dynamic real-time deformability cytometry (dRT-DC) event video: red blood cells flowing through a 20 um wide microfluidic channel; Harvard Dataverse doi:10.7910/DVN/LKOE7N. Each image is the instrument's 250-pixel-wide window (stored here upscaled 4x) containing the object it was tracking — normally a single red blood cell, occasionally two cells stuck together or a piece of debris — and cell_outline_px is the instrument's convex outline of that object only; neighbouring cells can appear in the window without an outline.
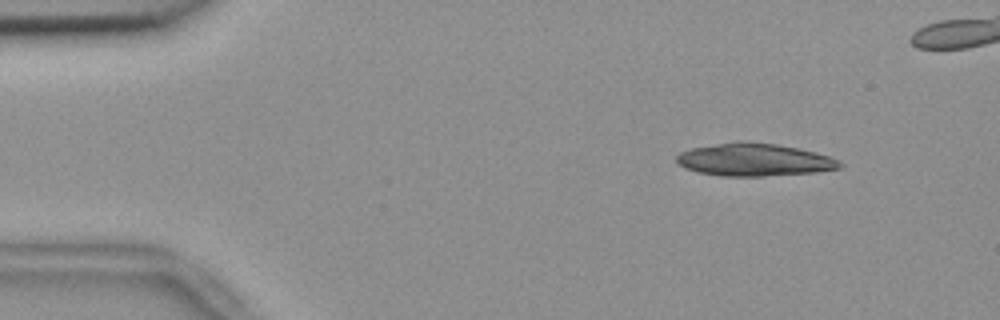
{"species": "common noctule bat (a hibernating species)", "species_latin": "Nyctalus noctula", "temperature_condition": "room temperature", "stored_images_in_passage": 17, "camera_frame_rate_fps": 3000, "um_per_image_px": 0.085, "animal": {"sex": "female", "body_mass_g": 18.4}, "frame": {"image": 1, "passage_image": 6, "time_ms": 1.667, "image_size_px": [1000, 320], "cell_outline_px": [[844, 164], [840, 168], [816, 172], [764, 176], [720, 176], [696, 172], [684, 168], [676, 160], [676, 156], [680, 152], [692, 148], [740, 140], [744, 140], [776, 144], [796, 148], [828, 156]], "centroid_in_image_um": [64.06, 13.58], "position_along_channel_um": 20.9, "area_um2": 30.98}}